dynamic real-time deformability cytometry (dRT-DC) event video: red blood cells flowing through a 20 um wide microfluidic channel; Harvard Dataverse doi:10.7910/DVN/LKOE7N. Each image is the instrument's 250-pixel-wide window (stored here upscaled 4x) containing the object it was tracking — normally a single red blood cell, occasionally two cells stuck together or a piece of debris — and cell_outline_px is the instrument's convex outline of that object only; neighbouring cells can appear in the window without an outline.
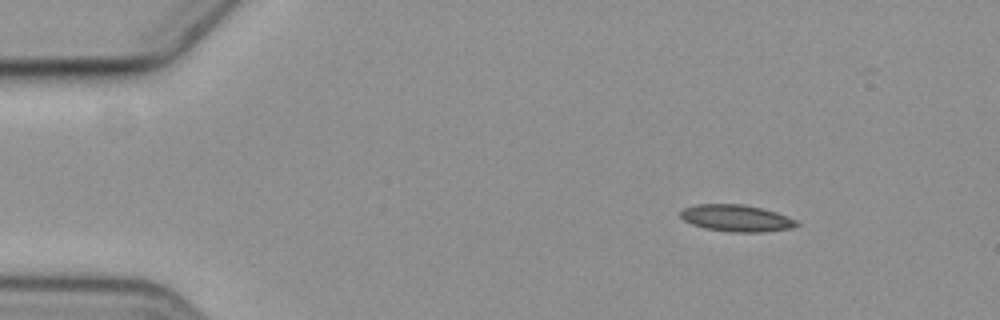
{"species": "common noctule bat (a hibernating species)", "species_latin": "Nyctalus noctula", "temperature_condition": "cold", "stored_images_in_passage": 9, "camera_frame_rate_fps": 3000, "um_per_image_px": 0.085, "animal": {"sex": "female", "body_mass_g": 19.3, "forearm_length_mm": 54.1}, "frame": {"image": 1, "passage_image": 1, "time_ms": 0.0, "image_size_px": [1000, 320], "cell_outline_px": [[800, 224], [792, 228], [764, 232], [728, 232], [704, 228], [692, 224], [684, 220], [680, 216], [680, 212], [684, 208], [696, 204], [740, 204], [760, 208], [776, 212], [796, 220]], "centroid_in_image_um": [62.58, 18.55], "position_along_channel_um": 22.4, "area_um2": 18.09}}
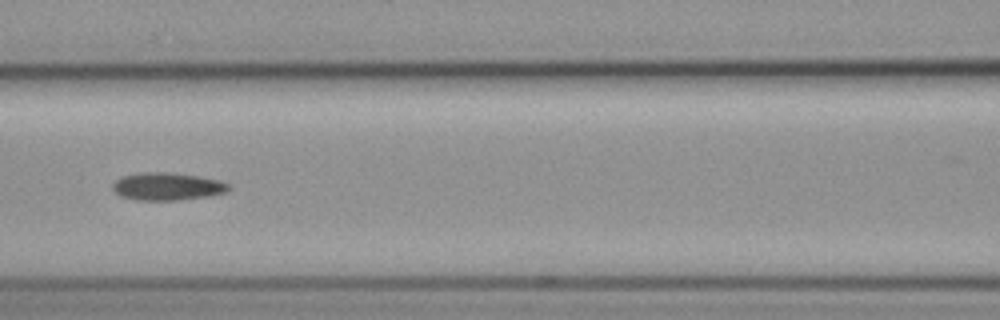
{"frame": {"image": 2, "passage_image": 6, "time_ms": 6.0, "image_size_px": [1000, 320], "cell_outline_px": [[232, 188], [228, 192], [208, 196], [180, 200], [136, 200], [120, 196], [112, 188], [112, 184], [116, 180], [124, 176], [136, 172], [168, 172], [196, 176], [216, 180], [232, 184]], "centroid_in_image_um": [14.23, 15.85], "position_along_channel_um": 152.4, "area_um2": 18.79}}
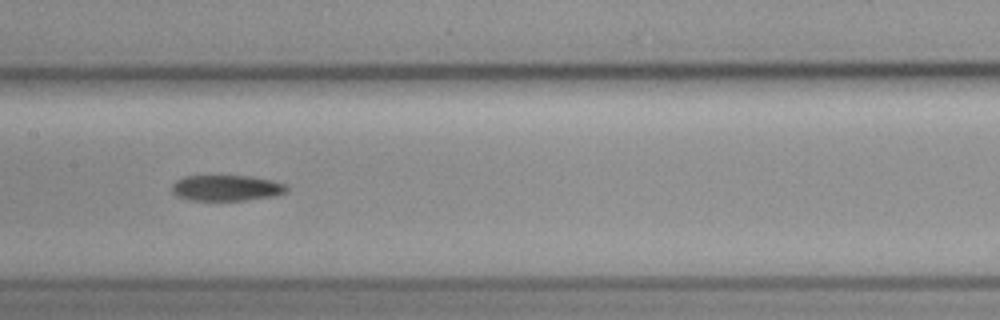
{"frame": {"image": 3, "passage_image": 7, "time_ms": 7.0, "image_size_px": [1000, 320], "cell_outline_px": [[288, 192], [272, 196], [248, 200], [188, 200], [176, 196], [172, 192], [172, 184], [176, 180], [184, 176], [252, 176], [272, 180], [288, 184]], "centroid_in_image_um": [19.27, 15.97], "position_along_channel_um": 188.1, "area_um2": 17.46}}